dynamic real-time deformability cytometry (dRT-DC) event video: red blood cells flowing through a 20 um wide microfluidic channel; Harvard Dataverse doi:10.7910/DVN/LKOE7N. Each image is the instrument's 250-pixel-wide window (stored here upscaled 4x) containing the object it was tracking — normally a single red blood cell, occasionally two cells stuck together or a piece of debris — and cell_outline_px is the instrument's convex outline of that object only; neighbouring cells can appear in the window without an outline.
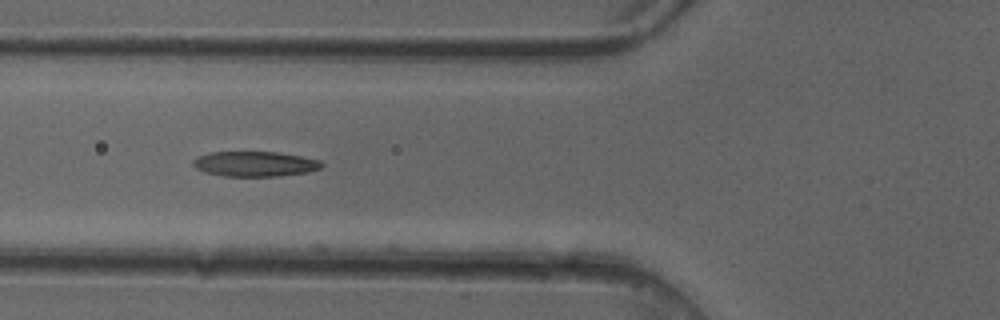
{"species": "common noctule bat (a hibernating species)", "species_latin": "Nyctalus noctula", "temperature_condition": "cold", "stored_images_in_passage": 7, "camera_frame_rate_fps": 3000, "um_per_image_px": 0.085, "animal": {"sex": "female"}, "frame": {"image": 1, "passage_image": 6, "time_ms": 1.667, "image_size_px": [1000, 320], "cell_outline_px": [[324, 164], [320, 168], [308, 172], [280, 176], [224, 176], [204, 172], [196, 168], [192, 164], [192, 160], [200, 156], [212, 152], [276, 152], [300, 156], [320, 160]], "centroid_in_image_um": [21.67, 13.94], "position_along_channel_um": 104.1, "area_um2": 18.73}}
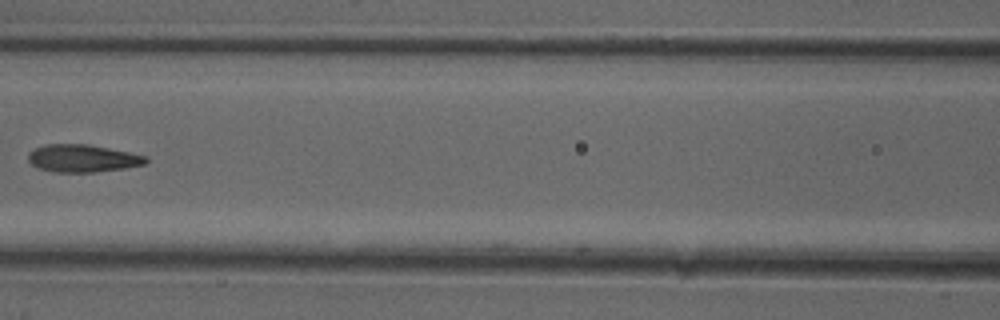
{"frame": {"image": 2, "passage_image": 7, "time_ms": 2.0, "image_size_px": [1000, 320], "cell_outline_px": [[148, 160], [144, 164], [124, 168], [96, 172], [56, 172], [40, 168], [32, 164], [28, 160], [28, 152], [44, 144], [88, 144], [148, 156]], "centroid_in_image_um": [7.02, 13.45], "position_along_channel_um": 159.6, "area_um2": 18.79}}